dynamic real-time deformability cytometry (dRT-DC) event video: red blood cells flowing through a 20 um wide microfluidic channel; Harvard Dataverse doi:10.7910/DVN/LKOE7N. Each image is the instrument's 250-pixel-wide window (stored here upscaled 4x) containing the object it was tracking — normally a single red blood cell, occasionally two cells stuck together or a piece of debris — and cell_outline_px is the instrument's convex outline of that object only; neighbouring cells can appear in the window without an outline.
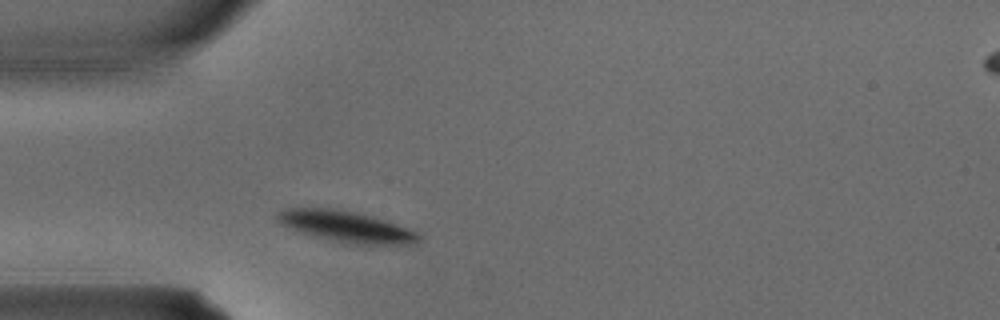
{"species": "common noctule bat (a hibernating species)", "species_latin": "Nyctalus noctula", "temperature_condition": "warm", "stored_images_in_passage": 3, "segment_of_instrument_passage": [1, 2], "camera_frame_rate_fps": 3000, "um_per_image_px": 0.085, "animal": {"sex": "male", "body_mass_g": 15.6}, "frame": {"image": 1, "passage_image": 2, "time_ms": 0.333, "image_size_px": [1000, 320], "cell_outline_px": [[420, 240], [412, 244], [360, 244], [332, 240], [300, 232], [280, 224], [276, 220], [276, 216], [280, 212], [288, 208], [332, 208], [372, 216], [396, 224], [416, 232], [420, 236]], "centroid_in_image_um": [29.4, 19.25], "position_along_channel_um": 55.6, "area_um2": 24.97}}